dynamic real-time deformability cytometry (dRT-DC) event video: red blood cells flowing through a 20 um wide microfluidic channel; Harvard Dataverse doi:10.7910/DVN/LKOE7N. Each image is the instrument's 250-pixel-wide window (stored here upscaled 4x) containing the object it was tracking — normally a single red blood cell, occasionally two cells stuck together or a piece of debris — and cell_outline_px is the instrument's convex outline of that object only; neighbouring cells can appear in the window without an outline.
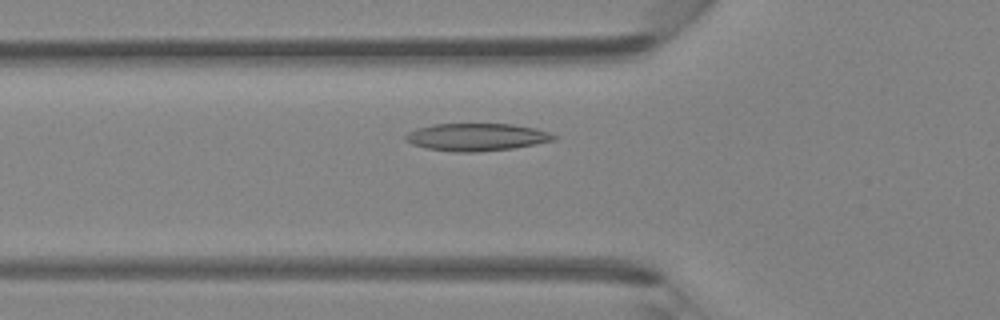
{"species": "Egyptian fruit bat (a non-hibernating species)", "species_latin": "Rousettus aegyptiacus", "temperature_condition": "room temperature", "stored_images_in_passage": 43, "camera_frame_rate_fps": 3000, "um_per_image_px": 0.085, "animal": {"sex": "female"}, "frame": {"image": 1, "passage_image": 13, "time_ms": 4.0, "image_size_px": [1000, 320], "cell_outline_px": [[560, 136], [556, 140], [512, 148], [480, 152], [456, 152], [428, 148], [412, 144], [404, 140], [404, 136], [408, 132], [416, 128], [432, 124], [512, 124], [536, 128]], "centroid_in_image_um": [40.52, 11.64], "position_along_channel_um": 85.3, "area_um2": 23.87}}
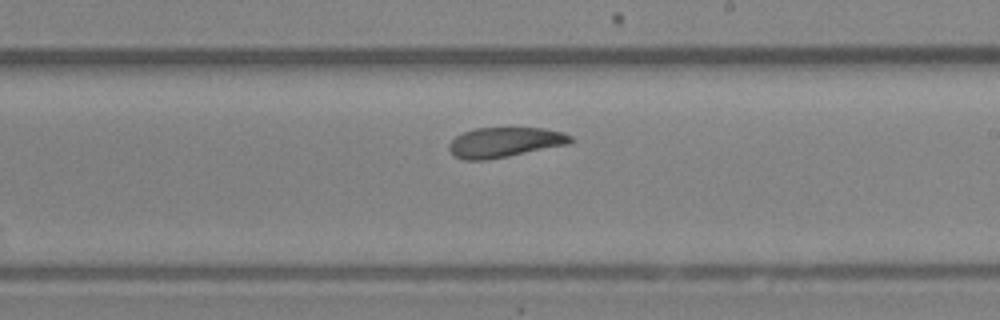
{"frame": {"image": 2, "passage_image": 24, "time_ms": 7.667, "image_size_px": [1000, 320], "cell_outline_px": [[572, 144], [508, 156], [484, 160], [464, 160], [456, 156], [448, 148], [448, 144], [456, 136], [464, 132], [476, 128], [544, 128], [564, 132], [572, 136]], "centroid_in_image_um": [42.95, 12.09], "position_along_channel_um": 246.1, "area_um2": 21.27}}
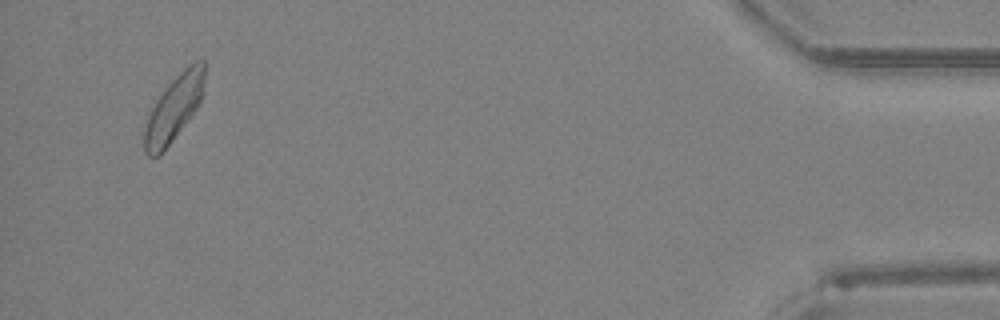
{"frame": {"image": 3, "passage_image": 41, "time_ms": 13.333, "image_size_px": [1000, 320], "cell_outline_px": [[204, 92], [196, 108], [160, 156], [148, 156], [144, 152], [144, 128], [148, 116], [156, 100], [168, 84], [188, 64], [196, 60], [204, 60]], "centroid_in_image_um": [14.77, 9.19], "position_along_channel_um": 420.4, "area_um2": 22.6}}